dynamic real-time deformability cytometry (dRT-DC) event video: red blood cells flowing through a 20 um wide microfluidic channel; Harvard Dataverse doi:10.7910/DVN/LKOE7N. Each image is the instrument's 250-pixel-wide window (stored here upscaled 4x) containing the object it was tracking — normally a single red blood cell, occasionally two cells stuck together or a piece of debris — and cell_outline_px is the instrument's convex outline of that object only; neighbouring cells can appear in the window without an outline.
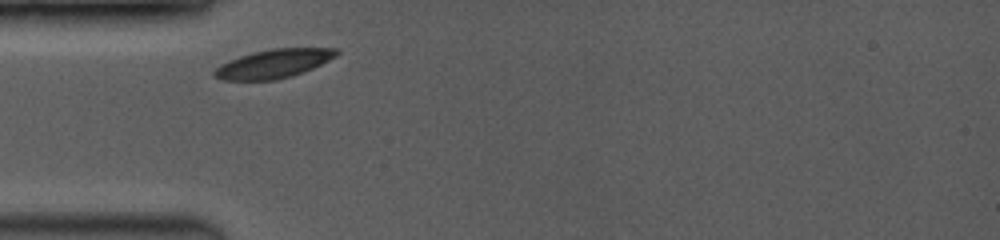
{"species": "common noctule bat (a hibernating species)", "species_latin": "Nyctalus noctula", "temperature_condition": "room temperature", "stored_images_in_passage": 5, "camera_frame_rate_fps": 3500, "um_per_image_px": 0.085, "animal": {"sex": "female", "body_mass_g": 19.0, "forearm_length_mm": 53.3}, "frame": {"image": 1, "passage_image": 1, "time_ms": 0.0, "image_size_px": [1000, 240], "cell_outline_px": [[340, 52], [336, 56], [312, 68], [292, 76], [276, 80], [220, 80], [212, 76], [212, 72], [220, 64], [240, 56], [252, 52], [272, 48], [340, 48]], "centroid_in_image_um": [23.23, 5.41], "position_along_channel_um": 61.8, "area_um2": 20.52}}
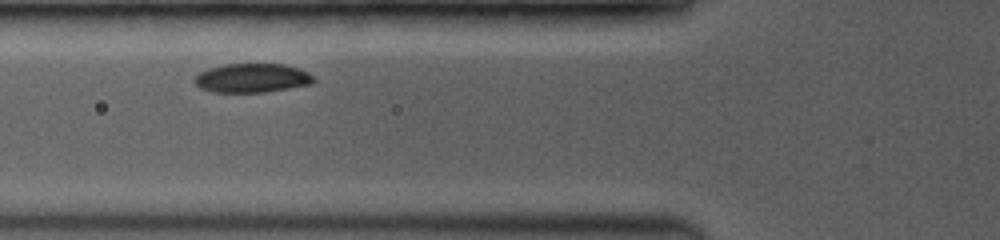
{"frame": {"image": 2, "passage_image": 2, "time_ms": 1.143, "image_size_px": [1000, 240], "cell_outline_px": [[316, 80], [312, 84], [264, 92], [212, 92], [200, 88], [196, 84], [196, 76], [200, 72], [208, 68], [228, 64], [284, 64], [308, 72]], "centroid_in_image_um": [21.44, 6.63], "position_along_channel_um": 104.4, "area_um2": 19.94}}
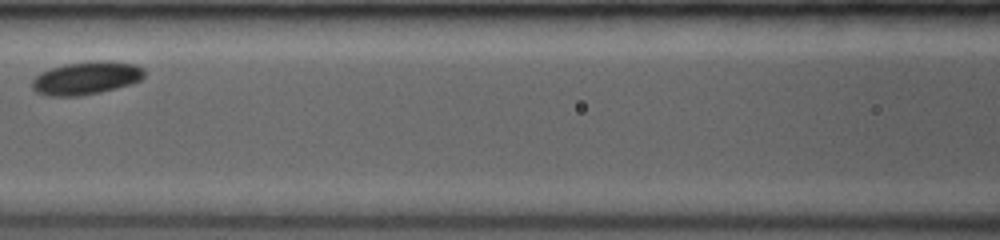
{"frame": {"image": 3, "passage_image": 4, "time_ms": 2.571, "image_size_px": [1000, 240], "cell_outline_px": [[144, 76], [140, 80], [116, 88], [100, 92], [80, 96], [48, 96], [36, 92], [32, 88], [32, 80], [40, 72], [64, 64], [88, 60], [112, 60], [136, 64], [144, 68]], "centroid_in_image_um": [7.33, 6.61], "position_along_channel_um": 159.3, "area_um2": 21.85}}